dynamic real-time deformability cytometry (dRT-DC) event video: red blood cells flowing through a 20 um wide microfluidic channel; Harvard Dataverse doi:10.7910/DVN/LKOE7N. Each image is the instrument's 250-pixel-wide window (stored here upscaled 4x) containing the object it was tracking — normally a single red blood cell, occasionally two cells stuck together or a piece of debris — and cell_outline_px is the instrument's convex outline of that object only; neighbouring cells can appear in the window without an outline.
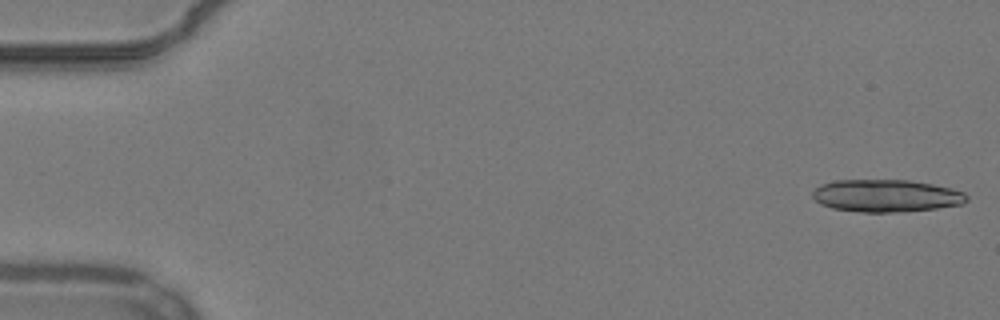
{"species": "common noctule bat (a hibernating species)", "species_latin": "Nyctalus noctula", "temperature_condition": "warm", "stored_images_in_passage": 53, "camera_frame_rate_fps": 3000, "um_per_image_px": 0.085, "animal": {"sex": "male", "body_mass_g": 19.2, "forearm_length_mm": 51.8}, "frame": {"image": 1, "passage_image": 1, "time_ms": 0.0, "image_size_px": [1000, 320], "cell_outline_px": [[968, 200], [960, 204], [936, 208], [900, 212], [860, 212], [832, 208], [820, 204], [812, 196], [812, 192], [820, 184], [836, 180], [908, 180], [932, 184], [952, 188], [964, 192], [968, 196]], "centroid_in_image_um": [75.31, 16.63], "position_along_channel_um": 9.7, "area_um2": 29.13}}
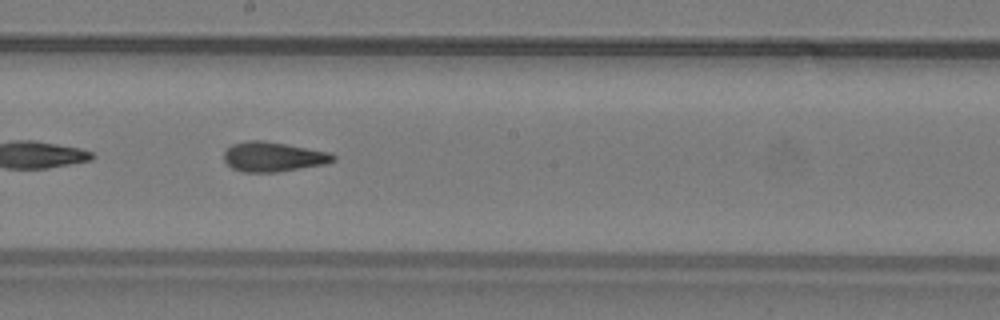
{"frame": {"image": 2, "passage_image": 30, "time_ms": 9.667, "image_size_px": [1000, 320], "cell_outline_px": [[336, 160], [328, 164], [276, 172], [244, 172], [232, 168], [224, 160], [224, 152], [232, 144], [248, 140], [260, 140], [288, 144], [332, 152], [336, 156]], "centroid_in_image_um": [23.28, 13.32], "position_along_channel_um": 224.9, "area_um2": 19.13}}
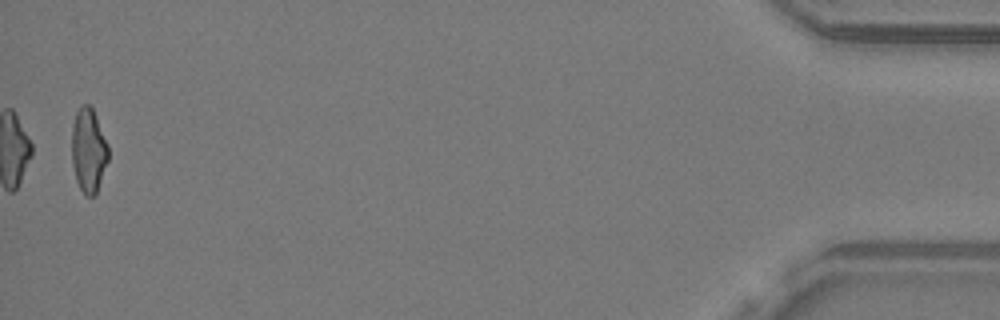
{"frame": {"image": 3, "passage_image": 53, "time_ms": 17.333, "image_size_px": [1000, 320], "cell_outline_px": [[108, 160], [96, 192], [92, 196], [88, 196], [80, 188], [76, 180], [72, 164], [72, 128], [76, 112], [80, 104], [88, 104], [92, 108], [96, 116], [108, 144]], "centroid_in_image_um": [7.52, 12.74], "position_along_channel_um": 427.7, "area_um2": 17.74}, "authors_computed_cell_mechanics": {"area_um2": 19.1318, "velocity_mm_per_s": 3.8502, "shape_relaxation_time_tau1_ms": null, "shape_relaxation_time_tau2_ms": 2.4252, "deformation_change_tau1": null, "deformation_change_tau2": 0.107}}